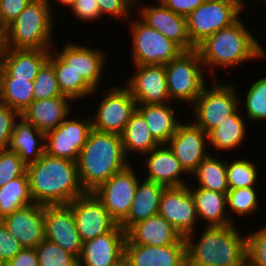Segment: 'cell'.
Segmentation results:
<instances>
[{
    "mask_svg": "<svg viewBox=\"0 0 266 266\" xmlns=\"http://www.w3.org/2000/svg\"><path fill=\"white\" fill-rule=\"evenodd\" d=\"M243 18L249 19V22ZM247 23L251 24L250 17L241 16L232 25L215 32L196 47L205 70L212 79L217 76V79L222 78L217 75L222 72L223 75L227 73L225 76L230 79L229 76H233L232 70L235 69V72L245 64L252 63L255 66L257 61L266 60V46L263 45L265 39L259 41L260 37L254 30L256 28L252 27L257 24L250 27Z\"/></svg>",
    "mask_w": 266,
    "mask_h": 266,
    "instance_id": "6da1fadb",
    "label": "cell"
},
{
    "mask_svg": "<svg viewBox=\"0 0 266 266\" xmlns=\"http://www.w3.org/2000/svg\"><path fill=\"white\" fill-rule=\"evenodd\" d=\"M240 229L238 224L203 226L186 235L187 266H242L247 230Z\"/></svg>",
    "mask_w": 266,
    "mask_h": 266,
    "instance_id": "7a4b0ae2",
    "label": "cell"
},
{
    "mask_svg": "<svg viewBox=\"0 0 266 266\" xmlns=\"http://www.w3.org/2000/svg\"><path fill=\"white\" fill-rule=\"evenodd\" d=\"M26 173L34 203L68 205L85 193L76 161L45 154L37 162L27 165Z\"/></svg>",
    "mask_w": 266,
    "mask_h": 266,
    "instance_id": "3957f363",
    "label": "cell"
},
{
    "mask_svg": "<svg viewBox=\"0 0 266 266\" xmlns=\"http://www.w3.org/2000/svg\"><path fill=\"white\" fill-rule=\"evenodd\" d=\"M76 163L83 189L93 192L132 162L124 153L121 135L92 129Z\"/></svg>",
    "mask_w": 266,
    "mask_h": 266,
    "instance_id": "277c9868",
    "label": "cell"
},
{
    "mask_svg": "<svg viewBox=\"0 0 266 266\" xmlns=\"http://www.w3.org/2000/svg\"><path fill=\"white\" fill-rule=\"evenodd\" d=\"M57 21L48 0H31L19 16L1 32L5 47L52 49L54 42L58 41L55 39V34H58Z\"/></svg>",
    "mask_w": 266,
    "mask_h": 266,
    "instance_id": "5b68a950",
    "label": "cell"
},
{
    "mask_svg": "<svg viewBox=\"0 0 266 266\" xmlns=\"http://www.w3.org/2000/svg\"><path fill=\"white\" fill-rule=\"evenodd\" d=\"M211 81L186 109V116L207 135L239 107L238 88L231 79Z\"/></svg>",
    "mask_w": 266,
    "mask_h": 266,
    "instance_id": "8992f818",
    "label": "cell"
},
{
    "mask_svg": "<svg viewBox=\"0 0 266 266\" xmlns=\"http://www.w3.org/2000/svg\"><path fill=\"white\" fill-rule=\"evenodd\" d=\"M164 67L170 100L186 112L212 80L207 76L200 54L196 48L183 51Z\"/></svg>",
    "mask_w": 266,
    "mask_h": 266,
    "instance_id": "52a82bcc",
    "label": "cell"
},
{
    "mask_svg": "<svg viewBox=\"0 0 266 266\" xmlns=\"http://www.w3.org/2000/svg\"><path fill=\"white\" fill-rule=\"evenodd\" d=\"M118 81L117 84L113 82L114 85L112 83V86L110 84L103 87L104 90L96 89L88 98L93 102L99 97L95 102L97 105L94 104L92 110L90 106L88 111L91 113L89 116L92 120V129L96 131L121 135L131 115L136 111L137 104L129 89Z\"/></svg>",
    "mask_w": 266,
    "mask_h": 266,
    "instance_id": "ba28073f",
    "label": "cell"
},
{
    "mask_svg": "<svg viewBox=\"0 0 266 266\" xmlns=\"http://www.w3.org/2000/svg\"><path fill=\"white\" fill-rule=\"evenodd\" d=\"M127 24V25H126ZM130 33L129 65H165L178 57L184 50L159 31L149 27L135 13L124 24Z\"/></svg>",
    "mask_w": 266,
    "mask_h": 266,
    "instance_id": "9c48e42d",
    "label": "cell"
},
{
    "mask_svg": "<svg viewBox=\"0 0 266 266\" xmlns=\"http://www.w3.org/2000/svg\"><path fill=\"white\" fill-rule=\"evenodd\" d=\"M89 41L90 39L88 38V41H84L85 43L82 44L80 43L81 41L77 43L74 39L70 41L67 39V41L63 40L62 43H60L61 47L54 44L52 50L96 90L102 86L104 87V85H110L107 83L105 84L108 79L103 75L109 72L108 70L106 71V69H110L108 68V63L110 62L111 51L108 54V50L106 52V50L101 48V46L99 47L98 44L97 47H94L96 45L95 43L94 45L91 43L92 46H90V43H88Z\"/></svg>",
    "mask_w": 266,
    "mask_h": 266,
    "instance_id": "30bf717a",
    "label": "cell"
},
{
    "mask_svg": "<svg viewBox=\"0 0 266 266\" xmlns=\"http://www.w3.org/2000/svg\"><path fill=\"white\" fill-rule=\"evenodd\" d=\"M242 15L236 0H206L186 17L191 43L197 47L207 37L232 25Z\"/></svg>",
    "mask_w": 266,
    "mask_h": 266,
    "instance_id": "8fae6325",
    "label": "cell"
},
{
    "mask_svg": "<svg viewBox=\"0 0 266 266\" xmlns=\"http://www.w3.org/2000/svg\"><path fill=\"white\" fill-rule=\"evenodd\" d=\"M141 178V171L137 163L134 162L93 191L117 224H120L128 216Z\"/></svg>",
    "mask_w": 266,
    "mask_h": 266,
    "instance_id": "7c38bea8",
    "label": "cell"
},
{
    "mask_svg": "<svg viewBox=\"0 0 266 266\" xmlns=\"http://www.w3.org/2000/svg\"><path fill=\"white\" fill-rule=\"evenodd\" d=\"M76 112L75 109L56 129L45 133V154L77 161L92 130V120L86 113Z\"/></svg>",
    "mask_w": 266,
    "mask_h": 266,
    "instance_id": "4fadbf2b",
    "label": "cell"
},
{
    "mask_svg": "<svg viewBox=\"0 0 266 266\" xmlns=\"http://www.w3.org/2000/svg\"><path fill=\"white\" fill-rule=\"evenodd\" d=\"M146 1L135 0L134 13L144 23L177 43L184 51L196 48L188 36L186 17L168 9L160 0Z\"/></svg>",
    "mask_w": 266,
    "mask_h": 266,
    "instance_id": "5bb4252c",
    "label": "cell"
},
{
    "mask_svg": "<svg viewBox=\"0 0 266 266\" xmlns=\"http://www.w3.org/2000/svg\"><path fill=\"white\" fill-rule=\"evenodd\" d=\"M133 72L125 75L123 84L137 105L173 103L168 94L164 65H128ZM125 82V83H124Z\"/></svg>",
    "mask_w": 266,
    "mask_h": 266,
    "instance_id": "9a60e30c",
    "label": "cell"
},
{
    "mask_svg": "<svg viewBox=\"0 0 266 266\" xmlns=\"http://www.w3.org/2000/svg\"><path fill=\"white\" fill-rule=\"evenodd\" d=\"M167 145L190 177L211 153L208 135L188 117L177 126Z\"/></svg>",
    "mask_w": 266,
    "mask_h": 266,
    "instance_id": "2e32d148",
    "label": "cell"
},
{
    "mask_svg": "<svg viewBox=\"0 0 266 266\" xmlns=\"http://www.w3.org/2000/svg\"><path fill=\"white\" fill-rule=\"evenodd\" d=\"M136 163L138 166L140 165L139 169L145 180L165 187H178L190 183V176L184 171L167 144H160L149 153L144 154Z\"/></svg>",
    "mask_w": 266,
    "mask_h": 266,
    "instance_id": "e0dca14e",
    "label": "cell"
},
{
    "mask_svg": "<svg viewBox=\"0 0 266 266\" xmlns=\"http://www.w3.org/2000/svg\"><path fill=\"white\" fill-rule=\"evenodd\" d=\"M158 214L166 219L183 237L201 227L188 184L165 187Z\"/></svg>",
    "mask_w": 266,
    "mask_h": 266,
    "instance_id": "ac0fdd59",
    "label": "cell"
},
{
    "mask_svg": "<svg viewBox=\"0 0 266 266\" xmlns=\"http://www.w3.org/2000/svg\"><path fill=\"white\" fill-rule=\"evenodd\" d=\"M82 242L111 231L117 223L94 192H85L68 204Z\"/></svg>",
    "mask_w": 266,
    "mask_h": 266,
    "instance_id": "d6986e66",
    "label": "cell"
},
{
    "mask_svg": "<svg viewBox=\"0 0 266 266\" xmlns=\"http://www.w3.org/2000/svg\"><path fill=\"white\" fill-rule=\"evenodd\" d=\"M45 238L80 257L83 242L73 212L68 205L44 206Z\"/></svg>",
    "mask_w": 266,
    "mask_h": 266,
    "instance_id": "ffe728a7",
    "label": "cell"
},
{
    "mask_svg": "<svg viewBox=\"0 0 266 266\" xmlns=\"http://www.w3.org/2000/svg\"><path fill=\"white\" fill-rule=\"evenodd\" d=\"M127 234L117 224L111 231L83 242L78 266H112L124 257Z\"/></svg>",
    "mask_w": 266,
    "mask_h": 266,
    "instance_id": "44dd1931",
    "label": "cell"
},
{
    "mask_svg": "<svg viewBox=\"0 0 266 266\" xmlns=\"http://www.w3.org/2000/svg\"><path fill=\"white\" fill-rule=\"evenodd\" d=\"M124 257L129 266H187L184 237L167 246L133 244L126 238Z\"/></svg>",
    "mask_w": 266,
    "mask_h": 266,
    "instance_id": "7402d4cb",
    "label": "cell"
},
{
    "mask_svg": "<svg viewBox=\"0 0 266 266\" xmlns=\"http://www.w3.org/2000/svg\"><path fill=\"white\" fill-rule=\"evenodd\" d=\"M9 233L25 248H35L45 239L44 206L33 203L2 219Z\"/></svg>",
    "mask_w": 266,
    "mask_h": 266,
    "instance_id": "603a6c76",
    "label": "cell"
},
{
    "mask_svg": "<svg viewBox=\"0 0 266 266\" xmlns=\"http://www.w3.org/2000/svg\"><path fill=\"white\" fill-rule=\"evenodd\" d=\"M78 105L67 96L34 100L21 116L40 131L47 133L66 120Z\"/></svg>",
    "mask_w": 266,
    "mask_h": 266,
    "instance_id": "cb8c5ba5",
    "label": "cell"
},
{
    "mask_svg": "<svg viewBox=\"0 0 266 266\" xmlns=\"http://www.w3.org/2000/svg\"><path fill=\"white\" fill-rule=\"evenodd\" d=\"M248 125H250L248 120L243 116L240 107H238L218 128L208 134L210 152L212 151L213 154L220 153V155L228 154V152L234 155L236 152L235 156L239 155L236 150H241L245 147L250 136L249 132L252 131V129L248 130L250 128ZM242 145L244 146L242 147Z\"/></svg>",
    "mask_w": 266,
    "mask_h": 266,
    "instance_id": "d4e9b609",
    "label": "cell"
},
{
    "mask_svg": "<svg viewBox=\"0 0 266 266\" xmlns=\"http://www.w3.org/2000/svg\"><path fill=\"white\" fill-rule=\"evenodd\" d=\"M178 106L180 108H178ZM182 108L181 105L176 103L136 106V110L145 119L151 135L159 144H167L169 139L176 132L177 126L186 119V113H184L185 115L181 113Z\"/></svg>",
    "mask_w": 266,
    "mask_h": 266,
    "instance_id": "484cf974",
    "label": "cell"
},
{
    "mask_svg": "<svg viewBox=\"0 0 266 266\" xmlns=\"http://www.w3.org/2000/svg\"><path fill=\"white\" fill-rule=\"evenodd\" d=\"M51 49H12L5 47L0 76L34 81L48 60Z\"/></svg>",
    "mask_w": 266,
    "mask_h": 266,
    "instance_id": "4316f807",
    "label": "cell"
},
{
    "mask_svg": "<svg viewBox=\"0 0 266 266\" xmlns=\"http://www.w3.org/2000/svg\"><path fill=\"white\" fill-rule=\"evenodd\" d=\"M126 234L133 244L148 246L173 245L183 237L159 214L134 224Z\"/></svg>",
    "mask_w": 266,
    "mask_h": 266,
    "instance_id": "83f0119b",
    "label": "cell"
},
{
    "mask_svg": "<svg viewBox=\"0 0 266 266\" xmlns=\"http://www.w3.org/2000/svg\"><path fill=\"white\" fill-rule=\"evenodd\" d=\"M188 186L195 202L196 213L201 227L233 224L227 211V194L202 189L191 182Z\"/></svg>",
    "mask_w": 266,
    "mask_h": 266,
    "instance_id": "f1b7e54d",
    "label": "cell"
},
{
    "mask_svg": "<svg viewBox=\"0 0 266 266\" xmlns=\"http://www.w3.org/2000/svg\"><path fill=\"white\" fill-rule=\"evenodd\" d=\"M7 149L16 152L26 165L35 163L45 155V133L20 116Z\"/></svg>",
    "mask_w": 266,
    "mask_h": 266,
    "instance_id": "f546056e",
    "label": "cell"
},
{
    "mask_svg": "<svg viewBox=\"0 0 266 266\" xmlns=\"http://www.w3.org/2000/svg\"><path fill=\"white\" fill-rule=\"evenodd\" d=\"M165 186L141 178L128 216L119 224L127 232L134 224L158 214Z\"/></svg>",
    "mask_w": 266,
    "mask_h": 266,
    "instance_id": "4dcf8cb0",
    "label": "cell"
},
{
    "mask_svg": "<svg viewBox=\"0 0 266 266\" xmlns=\"http://www.w3.org/2000/svg\"><path fill=\"white\" fill-rule=\"evenodd\" d=\"M121 141L124 153L132 163L160 145L151 135L145 119L137 110L124 127Z\"/></svg>",
    "mask_w": 266,
    "mask_h": 266,
    "instance_id": "1f68e13d",
    "label": "cell"
},
{
    "mask_svg": "<svg viewBox=\"0 0 266 266\" xmlns=\"http://www.w3.org/2000/svg\"><path fill=\"white\" fill-rule=\"evenodd\" d=\"M260 74L263 76L256 75L254 79L249 78V81L245 85V87L247 86L248 88L243 87V89H245L243 92L241 86L239 88V84L233 81L238 88L239 107L241 112L248 120L249 124L252 123L253 126L256 127L257 125L254 124H257L259 121L263 126V123L266 122V75L265 72L264 74Z\"/></svg>",
    "mask_w": 266,
    "mask_h": 266,
    "instance_id": "d6a6232c",
    "label": "cell"
},
{
    "mask_svg": "<svg viewBox=\"0 0 266 266\" xmlns=\"http://www.w3.org/2000/svg\"><path fill=\"white\" fill-rule=\"evenodd\" d=\"M48 61L55 70L61 94L71 98L76 104L79 103V106H82L83 102L87 104L88 98L95 90L52 49Z\"/></svg>",
    "mask_w": 266,
    "mask_h": 266,
    "instance_id": "836d02e7",
    "label": "cell"
},
{
    "mask_svg": "<svg viewBox=\"0 0 266 266\" xmlns=\"http://www.w3.org/2000/svg\"><path fill=\"white\" fill-rule=\"evenodd\" d=\"M223 156H226V154L220 155L211 152L191 175L190 182L202 189L227 194L229 187L227 183L226 158Z\"/></svg>",
    "mask_w": 266,
    "mask_h": 266,
    "instance_id": "e575fe53",
    "label": "cell"
},
{
    "mask_svg": "<svg viewBox=\"0 0 266 266\" xmlns=\"http://www.w3.org/2000/svg\"><path fill=\"white\" fill-rule=\"evenodd\" d=\"M260 192L263 191H259L258 187L236 188L227 192V211L233 224L241 222L240 219L253 218L259 214L263 204L260 201V195L263 196V193L260 194Z\"/></svg>",
    "mask_w": 266,
    "mask_h": 266,
    "instance_id": "d590c367",
    "label": "cell"
},
{
    "mask_svg": "<svg viewBox=\"0 0 266 266\" xmlns=\"http://www.w3.org/2000/svg\"><path fill=\"white\" fill-rule=\"evenodd\" d=\"M245 155L240 157H231V154L226 155V172H227V183L229 190L236 188H246V187H261L260 183V173L262 168L259 169L256 160L248 159ZM231 157V158H230ZM260 172V173H259Z\"/></svg>",
    "mask_w": 266,
    "mask_h": 266,
    "instance_id": "8d00e7d4",
    "label": "cell"
},
{
    "mask_svg": "<svg viewBox=\"0 0 266 266\" xmlns=\"http://www.w3.org/2000/svg\"><path fill=\"white\" fill-rule=\"evenodd\" d=\"M33 101V81L12 76H0L1 103L22 114Z\"/></svg>",
    "mask_w": 266,
    "mask_h": 266,
    "instance_id": "74e56055",
    "label": "cell"
},
{
    "mask_svg": "<svg viewBox=\"0 0 266 266\" xmlns=\"http://www.w3.org/2000/svg\"><path fill=\"white\" fill-rule=\"evenodd\" d=\"M27 173L0 187V219L33 204Z\"/></svg>",
    "mask_w": 266,
    "mask_h": 266,
    "instance_id": "f35d334b",
    "label": "cell"
},
{
    "mask_svg": "<svg viewBox=\"0 0 266 266\" xmlns=\"http://www.w3.org/2000/svg\"><path fill=\"white\" fill-rule=\"evenodd\" d=\"M35 249L39 266H78L76 256L46 238Z\"/></svg>",
    "mask_w": 266,
    "mask_h": 266,
    "instance_id": "ab89813d",
    "label": "cell"
},
{
    "mask_svg": "<svg viewBox=\"0 0 266 266\" xmlns=\"http://www.w3.org/2000/svg\"><path fill=\"white\" fill-rule=\"evenodd\" d=\"M255 227L246 232V261L251 266H266V225Z\"/></svg>",
    "mask_w": 266,
    "mask_h": 266,
    "instance_id": "60d3db41",
    "label": "cell"
},
{
    "mask_svg": "<svg viewBox=\"0 0 266 266\" xmlns=\"http://www.w3.org/2000/svg\"><path fill=\"white\" fill-rule=\"evenodd\" d=\"M34 83V100L64 96L61 94L53 65L47 60L40 68Z\"/></svg>",
    "mask_w": 266,
    "mask_h": 266,
    "instance_id": "b9f144b4",
    "label": "cell"
},
{
    "mask_svg": "<svg viewBox=\"0 0 266 266\" xmlns=\"http://www.w3.org/2000/svg\"><path fill=\"white\" fill-rule=\"evenodd\" d=\"M103 18H111L114 24H125L135 11V0H96ZM121 22V23H120Z\"/></svg>",
    "mask_w": 266,
    "mask_h": 266,
    "instance_id": "7bdbcfd3",
    "label": "cell"
},
{
    "mask_svg": "<svg viewBox=\"0 0 266 266\" xmlns=\"http://www.w3.org/2000/svg\"><path fill=\"white\" fill-rule=\"evenodd\" d=\"M26 164L16 152L0 150V187L26 173Z\"/></svg>",
    "mask_w": 266,
    "mask_h": 266,
    "instance_id": "ee69618b",
    "label": "cell"
},
{
    "mask_svg": "<svg viewBox=\"0 0 266 266\" xmlns=\"http://www.w3.org/2000/svg\"><path fill=\"white\" fill-rule=\"evenodd\" d=\"M69 10V13H71L70 15L72 17L69 16L68 19L75 17L73 20L76 21L77 19L78 22L80 20V23L83 22L85 24L87 23V25H90L91 23L94 24L95 22L97 23L99 21L101 23V21L104 20L100 14L96 0H76Z\"/></svg>",
    "mask_w": 266,
    "mask_h": 266,
    "instance_id": "f6af8a7d",
    "label": "cell"
},
{
    "mask_svg": "<svg viewBox=\"0 0 266 266\" xmlns=\"http://www.w3.org/2000/svg\"><path fill=\"white\" fill-rule=\"evenodd\" d=\"M20 116L18 111L0 102V150L8 148L14 124Z\"/></svg>",
    "mask_w": 266,
    "mask_h": 266,
    "instance_id": "bcb514c9",
    "label": "cell"
},
{
    "mask_svg": "<svg viewBox=\"0 0 266 266\" xmlns=\"http://www.w3.org/2000/svg\"><path fill=\"white\" fill-rule=\"evenodd\" d=\"M31 0H0V32L13 22Z\"/></svg>",
    "mask_w": 266,
    "mask_h": 266,
    "instance_id": "7dc6e473",
    "label": "cell"
},
{
    "mask_svg": "<svg viewBox=\"0 0 266 266\" xmlns=\"http://www.w3.org/2000/svg\"><path fill=\"white\" fill-rule=\"evenodd\" d=\"M24 247L7 230L0 219V257L7 263Z\"/></svg>",
    "mask_w": 266,
    "mask_h": 266,
    "instance_id": "c3c4849f",
    "label": "cell"
},
{
    "mask_svg": "<svg viewBox=\"0 0 266 266\" xmlns=\"http://www.w3.org/2000/svg\"><path fill=\"white\" fill-rule=\"evenodd\" d=\"M168 9L176 14L187 17L206 0H160Z\"/></svg>",
    "mask_w": 266,
    "mask_h": 266,
    "instance_id": "681fc988",
    "label": "cell"
},
{
    "mask_svg": "<svg viewBox=\"0 0 266 266\" xmlns=\"http://www.w3.org/2000/svg\"><path fill=\"white\" fill-rule=\"evenodd\" d=\"M6 266H39L36 249L27 247L23 248L6 263Z\"/></svg>",
    "mask_w": 266,
    "mask_h": 266,
    "instance_id": "f907efd6",
    "label": "cell"
},
{
    "mask_svg": "<svg viewBox=\"0 0 266 266\" xmlns=\"http://www.w3.org/2000/svg\"><path fill=\"white\" fill-rule=\"evenodd\" d=\"M53 1H55V2H53ZM75 1L76 0H48V2H49V4H50V6H51V10H52V12H53V14L57 17V18H59L60 16H58V14H57V12L56 11H54L56 8V6L58 7H66V8H68V9H70L71 8V6L75 3ZM54 5V6H53Z\"/></svg>",
    "mask_w": 266,
    "mask_h": 266,
    "instance_id": "816d5d0a",
    "label": "cell"
},
{
    "mask_svg": "<svg viewBox=\"0 0 266 266\" xmlns=\"http://www.w3.org/2000/svg\"><path fill=\"white\" fill-rule=\"evenodd\" d=\"M237 1V3H238V5H239V8H240V10H241V12L243 13V15L245 14V12L248 10V9H250L251 11H252V8L254 7L255 8V6H253V4L252 3H254V4H256V5H260V3H262L263 5H265V8H266V0H236ZM249 3H248V2ZM257 1V2H256ZM250 2H251V4H252V6H248V5H251L250 4ZM256 2V3H255ZM247 8V9H246ZM245 11V12H244Z\"/></svg>",
    "mask_w": 266,
    "mask_h": 266,
    "instance_id": "f5cc1de1",
    "label": "cell"
},
{
    "mask_svg": "<svg viewBox=\"0 0 266 266\" xmlns=\"http://www.w3.org/2000/svg\"><path fill=\"white\" fill-rule=\"evenodd\" d=\"M4 50H5V44L3 42V37H2V34L0 32V74H1V70H2V60H3Z\"/></svg>",
    "mask_w": 266,
    "mask_h": 266,
    "instance_id": "db71d44e",
    "label": "cell"
},
{
    "mask_svg": "<svg viewBox=\"0 0 266 266\" xmlns=\"http://www.w3.org/2000/svg\"><path fill=\"white\" fill-rule=\"evenodd\" d=\"M112 266H129V264H128L127 259L125 257H123L121 260H119L118 262H116Z\"/></svg>",
    "mask_w": 266,
    "mask_h": 266,
    "instance_id": "11a10c76",
    "label": "cell"
},
{
    "mask_svg": "<svg viewBox=\"0 0 266 266\" xmlns=\"http://www.w3.org/2000/svg\"><path fill=\"white\" fill-rule=\"evenodd\" d=\"M0 266H6V262L0 257Z\"/></svg>",
    "mask_w": 266,
    "mask_h": 266,
    "instance_id": "9f6ffc18",
    "label": "cell"
},
{
    "mask_svg": "<svg viewBox=\"0 0 266 266\" xmlns=\"http://www.w3.org/2000/svg\"><path fill=\"white\" fill-rule=\"evenodd\" d=\"M264 16L266 17V14H265ZM264 16L262 17L263 19L261 18V20H265V22H264V24H263V28H265V30H266V24H265V23H266V18L264 19ZM264 25H265V26H264ZM265 32H266V31H265ZM265 37H266V36H265Z\"/></svg>",
    "mask_w": 266,
    "mask_h": 266,
    "instance_id": "6f0895ef",
    "label": "cell"
},
{
    "mask_svg": "<svg viewBox=\"0 0 266 266\" xmlns=\"http://www.w3.org/2000/svg\"><path fill=\"white\" fill-rule=\"evenodd\" d=\"M242 266H251L247 261Z\"/></svg>",
    "mask_w": 266,
    "mask_h": 266,
    "instance_id": "680465c9",
    "label": "cell"
}]
</instances>
